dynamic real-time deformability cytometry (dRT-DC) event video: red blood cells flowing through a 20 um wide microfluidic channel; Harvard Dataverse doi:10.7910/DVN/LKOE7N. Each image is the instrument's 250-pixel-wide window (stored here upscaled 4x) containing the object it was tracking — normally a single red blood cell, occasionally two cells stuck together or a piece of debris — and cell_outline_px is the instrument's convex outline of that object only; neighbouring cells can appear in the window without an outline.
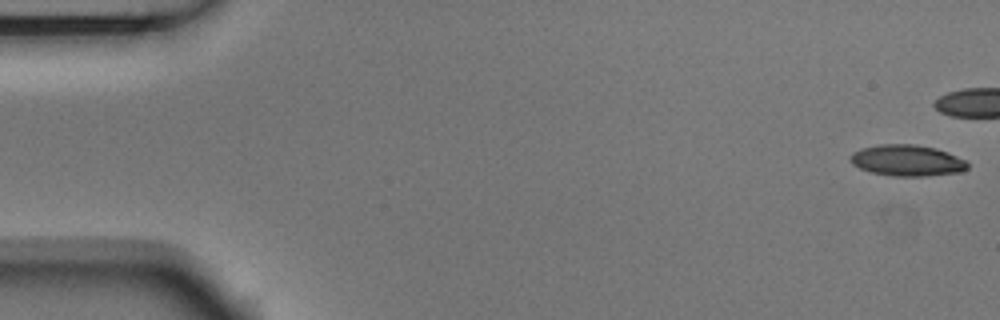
{"species": "Egyptian fruit bat (a non-hibernating species)", "species_latin": "Rousettus aegyptiacus", "temperature_condition": "room temperature", "stored_images_in_passage": 42, "camera_frame_rate_fps": 3000, "um_per_image_px": 0.085, "animal": {"sex": "male"}, "frame": {"image": 1, "passage_image": 1, "time_ms": 0.0, "image_size_px": [1000, 320], "cell_outline_px": [[968, 168], [960, 172], [924, 176], [896, 176], [872, 172], [860, 168], [852, 164], [848, 156], [852, 152], [860, 148], [880, 144], [916, 144], [936, 148], [948, 152], [964, 160], [968, 164]], "centroid_in_image_um": [77.07, 13.62], "position_along_channel_um": 7.9, "area_um2": 21.33}}
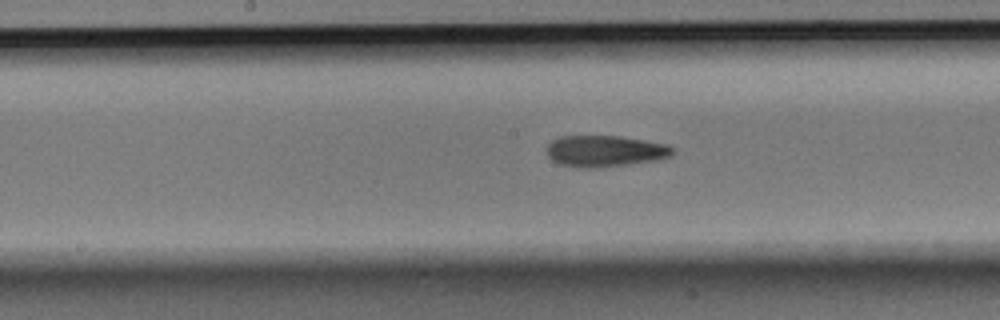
{"frame": {"image": 2, "passage_image": 27, "time_ms": 8.667, "image_size_px": [1000, 320], "cell_outline_px": [[676, 148], [672, 156], [656, 160], [628, 164], [588, 168], [584, 168], [560, 164], [552, 160], [548, 156], [548, 144], [552, 140], [560, 136], [620, 136], [668, 144]], "centroid_in_image_um": [51.47, 12.83], "position_along_channel_um": 196.7, "area_um2": 22.95}}
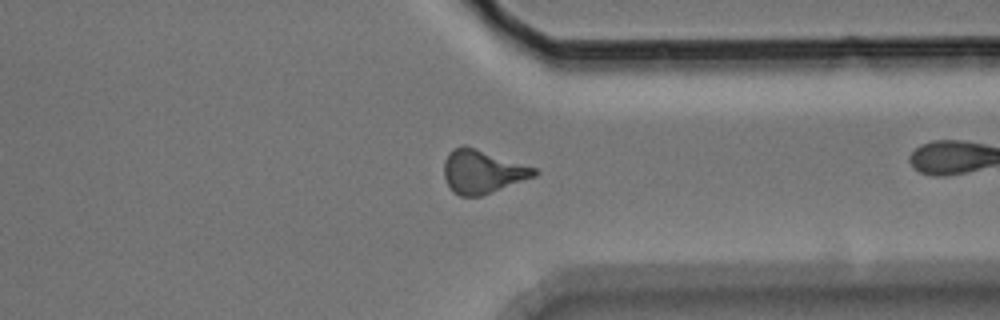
{"frame": {"image": 3, "passage_image": 41, "time_ms": 13.333, "image_size_px": [1000, 320], "cell_outline_px": [[540, 172], [536, 176], [480, 196], [460, 196], [452, 192], [444, 180], [444, 160], [448, 152], [452, 148], [460, 144], [464, 144], [540, 168]], "centroid_in_image_um": [41.01, 14.56], "position_along_channel_um": 370.4, "area_um2": 23.47}}